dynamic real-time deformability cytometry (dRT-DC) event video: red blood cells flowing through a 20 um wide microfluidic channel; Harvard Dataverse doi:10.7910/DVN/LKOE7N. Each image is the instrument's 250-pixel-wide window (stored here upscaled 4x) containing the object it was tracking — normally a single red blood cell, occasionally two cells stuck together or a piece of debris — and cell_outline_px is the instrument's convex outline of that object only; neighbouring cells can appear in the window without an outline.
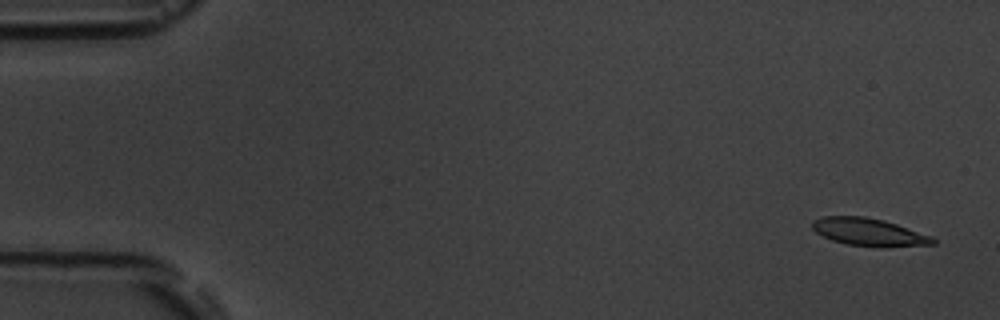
{"species": "common noctule bat (a hibernating species)", "species_latin": "Nyctalus noctula", "temperature_condition": "room temperature", "stored_images_in_passage": 5, "camera_frame_rate_fps": 3000, "um_per_image_px": 0.085, "animal": {"sex": "male", "body_mass_g": 19.5, "forearm_length_mm": 54.6}, "frame": {"image": 1, "passage_image": 1, "time_ms": 0.0, "image_size_px": [1000, 320], "cell_outline_px": [[936, 244], [880, 248], [848, 244], [832, 240], [816, 232], [812, 228], [812, 220], [820, 216], [864, 216], [884, 220], [932, 236], [936, 240]], "centroid_in_image_um": [73.87, 19.73], "position_along_channel_um": 11.1, "area_um2": 19.59}}
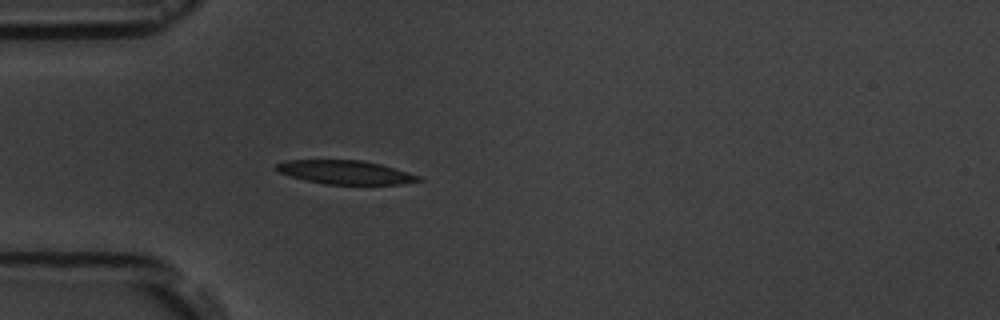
{"frame": {"image": 2, "passage_image": 5, "time_ms": 4.667, "image_size_px": [1000, 320], "cell_outline_px": [[424, 180], [400, 184], [324, 184], [304, 180], [280, 172], [276, 168], [276, 164], [288, 160], [360, 160], [380, 164], [408, 172], [420, 176]], "centroid_in_image_um": [29.38, 14.64], "position_along_channel_um": 55.6, "area_um2": 19.42}}